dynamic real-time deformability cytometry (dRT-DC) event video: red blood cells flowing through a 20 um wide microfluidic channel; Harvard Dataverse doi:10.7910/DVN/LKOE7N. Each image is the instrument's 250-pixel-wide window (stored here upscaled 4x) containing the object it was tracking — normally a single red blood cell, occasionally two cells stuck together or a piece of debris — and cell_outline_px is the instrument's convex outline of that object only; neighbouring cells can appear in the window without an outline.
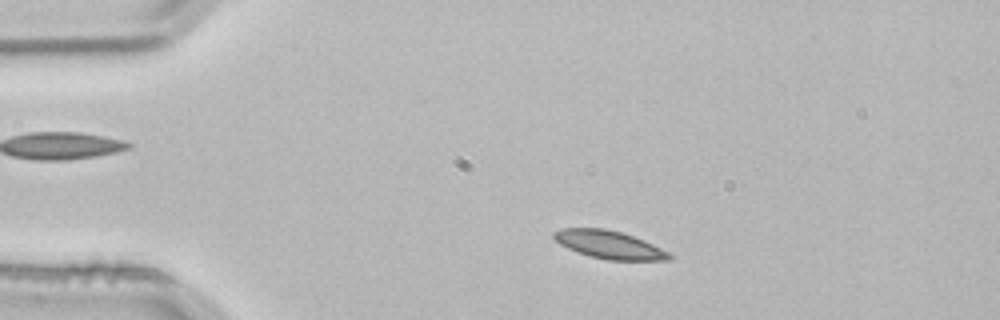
{"species": "common noctule bat (a hibernating species)", "species_latin": "Nyctalus noctula", "temperature_condition": "room temperature", "stored_images_in_passage": 1, "camera_frame_rate_fps": 3000, "um_per_image_px": 0.085, "animal": {"sex": "male", "body_mass_g": 21.5, "forearm_length_mm": 52.0}, "frame": {"image": 1, "passage_image": 1, "time_ms": 0.0, "image_size_px": [1000, 320], "cell_outline_px": [[676, 256], [672, 260], [608, 260], [576, 252], [560, 244], [552, 236], [552, 232], [560, 228], [604, 228], [620, 232], [644, 240]], "centroid_in_image_um": [51.79, 20.8], "position_along_channel_um": 33.2, "area_um2": 18.79}}